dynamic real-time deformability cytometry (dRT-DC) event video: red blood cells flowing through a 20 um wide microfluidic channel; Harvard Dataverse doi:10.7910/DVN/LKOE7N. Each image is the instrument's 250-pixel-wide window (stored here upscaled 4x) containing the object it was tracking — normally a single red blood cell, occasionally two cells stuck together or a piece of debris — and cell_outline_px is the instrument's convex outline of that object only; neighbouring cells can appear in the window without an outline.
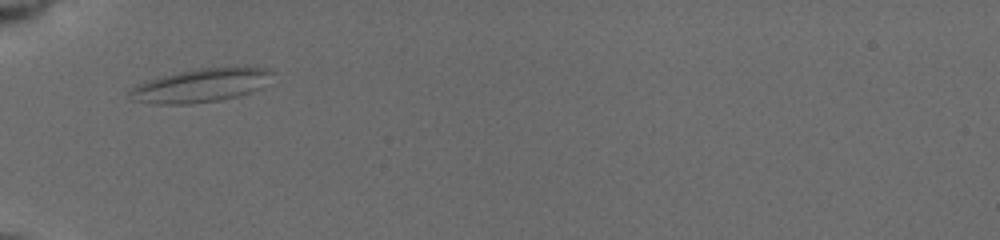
{"species": "common noctule bat (a hibernating species)", "species_latin": "Nyctalus noctula", "temperature_condition": "cold", "stored_images_in_passage": 39, "camera_frame_rate_fps": 3000, "um_per_image_px": 0.085, "animal": {"sex": "female", "body_mass_g": 19.5, "forearm_length_mm": 54.1}, "frame": {"image": 1, "passage_image": 1, "time_ms": 0.0, "image_size_px": [1000, 240], "cell_outline_px": [[272, 72], [260, 88], [236, 96], [220, 100], [192, 104], [156, 104], [132, 100], [128, 92], [128, 88], [136, 84], [156, 76], [200, 68], [236, 64], [268, 68]], "centroid_in_image_um": [17.02, 7.22], "position_along_channel_um": 68.0, "area_um2": 28.5}}
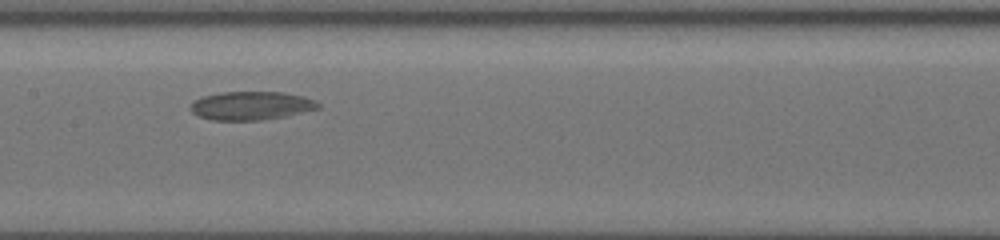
{"frame": {"image": 2, "passage_image": 13, "time_ms": 3.333, "image_size_px": [1000, 240], "cell_outline_px": [[320, 108], [284, 116], [260, 120], [212, 120], [200, 116], [192, 112], [192, 100], [200, 96], [220, 92], [284, 92], [304, 96], [316, 100], [320, 104]], "centroid_in_image_um": [21.35, 8.97], "position_along_channel_um": 186.0, "area_um2": 21.21}}
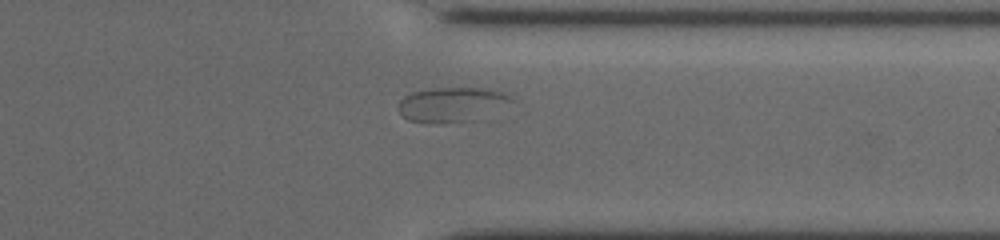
{"frame": {"image": 3, "passage_image": 29, "time_ms": 8.333, "image_size_px": [1000, 240], "cell_outline_px": [[512, 100], [464, 120], [436, 124], [408, 120], [400, 112], [400, 100], [404, 96], [412, 92], [432, 88], [484, 88], [500, 92], [508, 96]], "centroid_in_image_um": [38.2, 8.85], "position_along_channel_um": 373.2, "area_um2": 21.21}}